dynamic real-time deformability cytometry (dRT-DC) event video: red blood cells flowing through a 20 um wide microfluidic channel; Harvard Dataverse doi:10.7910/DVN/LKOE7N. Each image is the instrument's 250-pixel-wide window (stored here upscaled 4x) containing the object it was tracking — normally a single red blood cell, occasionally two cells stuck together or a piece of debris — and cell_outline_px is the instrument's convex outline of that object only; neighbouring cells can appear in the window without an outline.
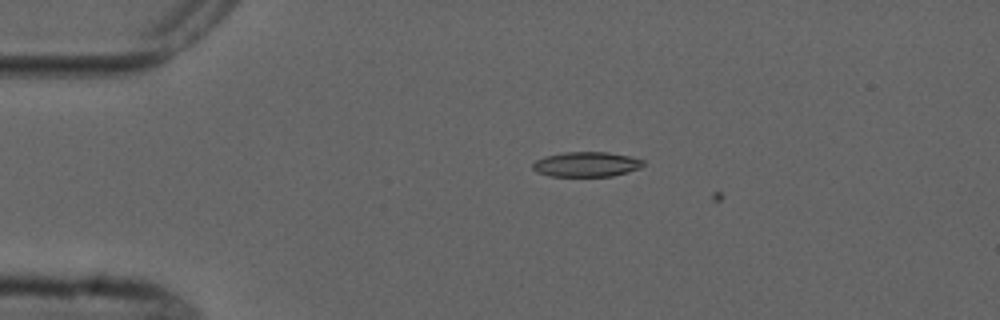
{"species": "common noctule bat (a hibernating species)", "species_latin": "Nyctalus noctula", "temperature_condition": "cold", "stored_images_in_passage": 4, "camera_frame_rate_fps": 3000, "um_per_image_px": 0.085, "animal": {"sex": "male", "forearm_length_mm": 52.5}, "frame": {"image": 1, "passage_image": 3, "time_ms": 3.0, "image_size_px": [1000, 320], "cell_outline_px": [[644, 164], [640, 168], [628, 172], [612, 176], [548, 176], [536, 172], [532, 168], [532, 164], [536, 160], [544, 156], [564, 152], [608, 152], [628, 156], [644, 160]], "centroid_in_image_um": [49.82, 13.97], "position_along_channel_um": 35.2, "area_um2": 16.13}}